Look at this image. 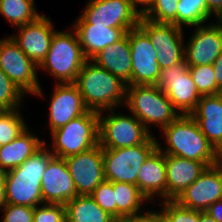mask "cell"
<instances>
[{"instance_id": "12", "label": "cell", "mask_w": 222, "mask_h": 222, "mask_svg": "<svg viewBox=\"0 0 222 222\" xmlns=\"http://www.w3.org/2000/svg\"><path fill=\"white\" fill-rule=\"evenodd\" d=\"M138 26L148 35L154 49L157 50L160 69L178 64L185 58L183 28L174 24L155 23L142 16Z\"/></svg>"}, {"instance_id": "5", "label": "cell", "mask_w": 222, "mask_h": 222, "mask_svg": "<svg viewBox=\"0 0 222 222\" xmlns=\"http://www.w3.org/2000/svg\"><path fill=\"white\" fill-rule=\"evenodd\" d=\"M86 61L76 31L57 30L39 68L50 73L57 83H75Z\"/></svg>"}, {"instance_id": "2", "label": "cell", "mask_w": 222, "mask_h": 222, "mask_svg": "<svg viewBox=\"0 0 222 222\" xmlns=\"http://www.w3.org/2000/svg\"><path fill=\"white\" fill-rule=\"evenodd\" d=\"M75 84L89 110L101 112L125 104L127 84L92 60L84 63Z\"/></svg>"}, {"instance_id": "22", "label": "cell", "mask_w": 222, "mask_h": 222, "mask_svg": "<svg viewBox=\"0 0 222 222\" xmlns=\"http://www.w3.org/2000/svg\"><path fill=\"white\" fill-rule=\"evenodd\" d=\"M167 200H176L208 167L205 163L165 154Z\"/></svg>"}, {"instance_id": "21", "label": "cell", "mask_w": 222, "mask_h": 222, "mask_svg": "<svg viewBox=\"0 0 222 222\" xmlns=\"http://www.w3.org/2000/svg\"><path fill=\"white\" fill-rule=\"evenodd\" d=\"M137 187L141 194L152 201L154 196L167 200V173L165 154L157 147L141 166Z\"/></svg>"}, {"instance_id": "17", "label": "cell", "mask_w": 222, "mask_h": 222, "mask_svg": "<svg viewBox=\"0 0 222 222\" xmlns=\"http://www.w3.org/2000/svg\"><path fill=\"white\" fill-rule=\"evenodd\" d=\"M49 105V128L55 131L89 109L75 83H56Z\"/></svg>"}, {"instance_id": "8", "label": "cell", "mask_w": 222, "mask_h": 222, "mask_svg": "<svg viewBox=\"0 0 222 222\" xmlns=\"http://www.w3.org/2000/svg\"><path fill=\"white\" fill-rule=\"evenodd\" d=\"M105 111L110 114L104 115ZM99 131V144L103 149L135 146L152 136L135 115L116 114L115 109L99 112Z\"/></svg>"}, {"instance_id": "7", "label": "cell", "mask_w": 222, "mask_h": 222, "mask_svg": "<svg viewBox=\"0 0 222 222\" xmlns=\"http://www.w3.org/2000/svg\"><path fill=\"white\" fill-rule=\"evenodd\" d=\"M157 147L158 141L152 135L142 144L125 148L103 149L105 180L137 185L141 166Z\"/></svg>"}, {"instance_id": "24", "label": "cell", "mask_w": 222, "mask_h": 222, "mask_svg": "<svg viewBox=\"0 0 222 222\" xmlns=\"http://www.w3.org/2000/svg\"><path fill=\"white\" fill-rule=\"evenodd\" d=\"M87 60H91L105 47L122 39L132 28H109L100 25H72Z\"/></svg>"}, {"instance_id": "14", "label": "cell", "mask_w": 222, "mask_h": 222, "mask_svg": "<svg viewBox=\"0 0 222 222\" xmlns=\"http://www.w3.org/2000/svg\"><path fill=\"white\" fill-rule=\"evenodd\" d=\"M67 168L74 181L77 195H91L105 180L103 148L97 146L77 155L65 158Z\"/></svg>"}, {"instance_id": "26", "label": "cell", "mask_w": 222, "mask_h": 222, "mask_svg": "<svg viewBox=\"0 0 222 222\" xmlns=\"http://www.w3.org/2000/svg\"><path fill=\"white\" fill-rule=\"evenodd\" d=\"M66 222H116L91 195H78L65 204Z\"/></svg>"}, {"instance_id": "10", "label": "cell", "mask_w": 222, "mask_h": 222, "mask_svg": "<svg viewBox=\"0 0 222 222\" xmlns=\"http://www.w3.org/2000/svg\"><path fill=\"white\" fill-rule=\"evenodd\" d=\"M141 16L130 0H89L73 25L134 28Z\"/></svg>"}, {"instance_id": "11", "label": "cell", "mask_w": 222, "mask_h": 222, "mask_svg": "<svg viewBox=\"0 0 222 222\" xmlns=\"http://www.w3.org/2000/svg\"><path fill=\"white\" fill-rule=\"evenodd\" d=\"M156 86L167 94L180 115H190L202 97L192 79L185 58L178 64L161 69Z\"/></svg>"}, {"instance_id": "1", "label": "cell", "mask_w": 222, "mask_h": 222, "mask_svg": "<svg viewBox=\"0 0 222 222\" xmlns=\"http://www.w3.org/2000/svg\"><path fill=\"white\" fill-rule=\"evenodd\" d=\"M166 147L158 148L169 155L205 163L208 167L218 164L222 156L201 132L199 124L191 115H179L162 130Z\"/></svg>"}, {"instance_id": "42", "label": "cell", "mask_w": 222, "mask_h": 222, "mask_svg": "<svg viewBox=\"0 0 222 222\" xmlns=\"http://www.w3.org/2000/svg\"><path fill=\"white\" fill-rule=\"evenodd\" d=\"M132 6L141 14L143 15L153 4L154 0H130ZM142 6V8H139Z\"/></svg>"}, {"instance_id": "25", "label": "cell", "mask_w": 222, "mask_h": 222, "mask_svg": "<svg viewBox=\"0 0 222 222\" xmlns=\"http://www.w3.org/2000/svg\"><path fill=\"white\" fill-rule=\"evenodd\" d=\"M44 144L45 140L33 135L28 127L12 142L0 146V169L7 172L19 167Z\"/></svg>"}, {"instance_id": "37", "label": "cell", "mask_w": 222, "mask_h": 222, "mask_svg": "<svg viewBox=\"0 0 222 222\" xmlns=\"http://www.w3.org/2000/svg\"><path fill=\"white\" fill-rule=\"evenodd\" d=\"M34 209L30 206L5 204L1 209L4 213L1 222H34Z\"/></svg>"}, {"instance_id": "23", "label": "cell", "mask_w": 222, "mask_h": 222, "mask_svg": "<svg viewBox=\"0 0 222 222\" xmlns=\"http://www.w3.org/2000/svg\"><path fill=\"white\" fill-rule=\"evenodd\" d=\"M96 65L128 84L132 74L131 48L127 34L119 41L105 47L91 59Z\"/></svg>"}, {"instance_id": "43", "label": "cell", "mask_w": 222, "mask_h": 222, "mask_svg": "<svg viewBox=\"0 0 222 222\" xmlns=\"http://www.w3.org/2000/svg\"><path fill=\"white\" fill-rule=\"evenodd\" d=\"M6 171L0 169V209H2L6 204L5 198V177Z\"/></svg>"}, {"instance_id": "40", "label": "cell", "mask_w": 222, "mask_h": 222, "mask_svg": "<svg viewBox=\"0 0 222 222\" xmlns=\"http://www.w3.org/2000/svg\"><path fill=\"white\" fill-rule=\"evenodd\" d=\"M209 12L214 17L216 16V19H222V0H205Z\"/></svg>"}, {"instance_id": "28", "label": "cell", "mask_w": 222, "mask_h": 222, "mask_svg": "<svg viewBox=\"0 0 222 222\" xmlns=\"http://www.w3.org/2000/svg\"><path fill=\"white\" fill-rule=\"evenodd\" d=\"M34 0H0V14L14 27L36 21L41 15Z\"/></svg>"}, {"instance_id": "41", "label": "cell", "mask_w": 222, "mask_h": 222, "mask_svg": "<svg viewBox=\"0 0 222 222\" xmlns=\"http://www.w3.org/2000/svg\"><path fill=\"white\" fill-rule=\"evenodd\" d=\"M213 69L215 73L217 86L222 90V53L213 62Z\"/></svg>"}, {"instance_id": "4", "label": "cell", "mask_w": 222, "mask_h": 222, "mask_svg": "<svg viewBox=\"0 0 222 222\" xmlns=\"http://www.w3.org/2000/svg\"><path fill=\"white\" fill-rule=\"evenodd\" d=\"M125 106L149 132L150 124L163 130L180 115L167 94L156 85L127 86Z\"/></svg>"}, {"instance_id": "45", "label": "cell", "mask_w": 222, "mask_h": 222, "mask_svg": "<svg viewBox=\"0 0 222 222\" xmlns=\"http://www.w3.org/2000/svg\"><path fill=\"white\" fill-rule=\"evenodd\" d=\"M116 222H127L126 220H116Z\"/></svg>"}, {"instance_id": "16", "label": "cell", "mask_w": 222, "mask_h": 222, "mask_svg": "<svg viewBox=\"0 0 222 222\" xmlns=\"http://www.w3.org/2000/svg\"><path fill=\"white\" fill-rule=\"evenodd\" d=\"M222 199V160L207 167L198 179L175 200L181 206L205 212L210 205Z\"/></svg>"}, {"instance_id": "29", "label": "cell", "mask_w": 222, "mask_h": 222, "mask_svg": "<svg viewBox=\"0 0 222 222\" xmlns=\"http://www.w3.org/2000/svg\"><path fill=\"white\" fill-rule=\"evenodd\" d=\"M212 17L205 0H179L177 27H196L205 24Z\"/></svg>"}, {"instance_id": "38", "label": "cell", "mask_w": 222, "mask_h": 222, "mask_svg": "<svg viewBox=\"0 0 222 222\" xmlns=\"http://www.w3.org/2000/svg\"><path fill=\"white\" fill-rule=\"evenodd\" d=\"M144 213H138L134 216L126 218L125 220L127 222H166L161 210L160 212L147 210V212Z\"/></svg>"}, {"instance_id": "39", "label": "cell", "mask_w": 222, "mask_h": 222, "mask_svg": "<svg viewBox=\"0 0 222 222\" xmlns=\"http://www.w3.org/2000/svg\"><path fill=\"white\" fill-rule=\"evenodd\" d=\"M205 212L214 218L217 222H222V199L217 200L212 205H210Z\"/></svg>"}, {"instance_id": "44", "label": "cell", "mask_w": 222, "mask_h": 222, "mask_svg": "<svg viewBox=\"0 0 222 222\" xmlns=\"http://www.w3.org/2000/svg\"><path fill=\"white\" fill-rule=\"evenodd\" d=\"M200 222H217V221L206 212L201 211Z\"/></svg>"}, {"instance_id": "30", "label": "cell", "mask_w": 222, "mask_h": 222, "mask_svg": "<svg viewBox=\"0 0 222 222\" xmlns=\"http://www.w3.org/2000/svg\"><path fill=\"white\" fill-rule=\"evenodd\" d=\"M20 111L0 110V146L12 142L28 128Z\"/></svg>"}, {"instance_id": "27", "label": "cell", "mask_w": 222, "mask_h": 222, "mask_svg": "<svg viewBox=\"0 0 222 222\" xmlns=\"http://www.w3.org/2000/svg\"><path fill=\"white\" fill-rule=\"evenodd\" d=\"M116 203V220H125L141 211V206L147 199L141 194L137 185L132 183L113 182Z\"/></svg>"}, {"instance_id": "35", "label": "cell", "mask_w": 222, "mask_h": 222, "mask_svg": "<svg viewBox=\"0 0 222 222\" xmlns=\"http://www.w3.org/2000/svg\"><path fill=\"white\" fill-rule=\"evenodd\" d=\"M98 206L116 219V203L113 182L104 180L91 194Z\"/></svg>"}, {"instance_id": "33", "label": "cell", "mask_w": 222, "mask_h": 222, "mask_svg": "<svg viewBox=\"0 0 222 222\" xmlns=\"http://www.w3.org/2000/svg\"><path fill=\"white\" fill-rule=\"evenodd\" d=\"M25 93L0 69V110L19 108Z\"/></svg>"}, {"instance_id": "31", "label": "cell", "mask_w": 222, "mask_h": 222, "mask_svg": "<svg viewBox=\"0 0 222 222\" xmlns=\"http://www.w3.org/2000/svg\"><path fill=\"white\" fill-rule=\"evenodd\" d=\"M178 2L179 0H154L142 17L155 23L174 24L177 26Z\"/></svg>"}, {"instance_id": "20", "label": "cell", "mask_w": 222, "mask_h": 222, "mask_svg": "<svg viewBox=\"0 0 222 222\" xmlns=\"http://www.w3.org/2000/svg\"><path fill=\"white\" fill-rule=\"evenodd\" d=\"M190 115L197 121L201 132L222 156V93L202 95Z\"/></svg>"}, {"instance_id": "18", "label": "cell", "mask_w": 222, "mask_h": 222, "mask_svg": "<svg viewBox=\"0 0 222 222\" xmlns=\"http://www.w3.org/2000/svg\"><path fill=\"white\" fill-rule=\"evenodd\" d=\"M17 35L10 36L19 48L39 67L45 60L54 33V24L45 15L36 21L16 27Z\"/></svg>"}, {"instance_id": "3", "label": "cell", "mask_w": 222, "mask_h": 222, "mask_svg": "<svg viewBox=\"0 0 222 222\" xmlns=\"http://www.w3.org/2000/svg\"><path fill=\"white\" fill-rule=\"evenodd\" d=\"M45 144L19 167L7 171L5 177L6 204L36 206L43 204L41 180L53 157Z\"/></svg>"}, {"instance_id": "19", "label": "cell", "mask_w": 222, "mask_h": 222, "mask_svg": "<svg viewBox=\"0 0 222 222\" xmlns=\"http://www.w3.org/2000/svg\"><path fill=\"white\" fill-rule=\"evenodd\" d=\"M43 203L67 204L77 190L64 158L53 156L41 180Z\"/></svg>"}, {"instance_id": "6", "label": "cell", "mask_w": 222, "mask_h": 222, "mask_svg": "<svg viewBox=\"0 0 222 222\" xmlns=\"http://www.w3.org/2000/svg\"><path fill=\"white\" fill-rule=\"evenodd\" d=\"M99 112L88 110L65 126L52 131L53 156L67 158L99 144Z\"/></svg>"}, {"instance_id": "15", "label": "cell", "mask_w": 222, "mask_h": 222, "mask_svg": "<svg viewBox=\"0 0 222 222\" xmlns=\"http://www.w3.org/2000/svg\"><path fill=\"white\" fill-rule=\"evenodd\" d=\"M185 46L188 66L213 64L222 53V19L209 25H198Z\"/></svg>"}, {"instance_id": "9", "label": "cell", "mask_w": 222, "mask_h": 222, "mask_svg": "<svg viewBox=\"0 0 222 222\" xmlns=\"http://www.w3.org/2000/svg\"><path fill=\"white\" fill-rule=\"evenodd\" d=\"M0 69L24 93L43 97L42 87L37 78L39 67L9 36L0 39Z\"/></svg>"}, {"instance_id": "32", "label": "cell", "mask_w": 222, "mask_h": 222, "mask_svg": "<svg viewBox=\"0 0 222 222\" xmlns=\"http://www.w3.org/2000/svg\"><path fill=\"white\" fill-rule=\"evenodd\" d=\"M192 79L201 95H216L222 93L217 86L213 64L189 66Z\"/></svg>"}, {"instance_id": "13", "label": "cell", "mask_w": 222, "mask_h": 222, "mask_svg": "<svg viewBox=\"0 0 222 222\" xmlns=\"http://www.w3.org/2000/svg\"><path fill=\"white\" fill-rule=\"evenodd\" d=\"M131 48L132 74L130 85H156L160 76L157 62V50L154 49L148 35L139 27L128 31Z\"/></svg>"}, {"instance_id": "34", "label": "cell", "mask_w": 222, "mask_h": 222, "mask_svg": "<svg viewBox=\"0 0 222 222\" xmlns=\"http://www.w3.org/2000/svg\"><path fill=\"white\" fill-rule=\"evenodd\" d=\"M160 203L166 222H200L201 211L185 208L175 200Z\"/></svg>"}, {"instance_id": "36", "label": "cell", "mask_w": 222, "mask_h": 222, "mask_svg": "<svg viewBox=\"0 0 222 222\" xmlns=\"http://www.w3.org/2000/svg\"><path fill=\"white\" fill-rule=\"evenodd\" d=\"M33 219L34 222H66L65 205L52 203L38 205L34 209Z\"/></svg>"}]
</instances>
